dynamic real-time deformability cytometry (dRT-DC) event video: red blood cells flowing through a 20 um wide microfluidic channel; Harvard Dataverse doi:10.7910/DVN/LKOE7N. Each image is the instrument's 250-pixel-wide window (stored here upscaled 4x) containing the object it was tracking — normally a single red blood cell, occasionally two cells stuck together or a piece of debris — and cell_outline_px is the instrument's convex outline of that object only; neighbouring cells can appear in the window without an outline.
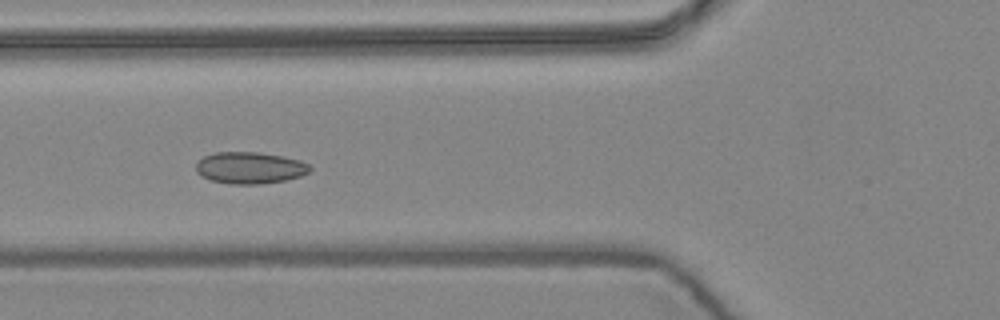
{"species": "common noctule bat (a hibernating species)", "species_latin": "Nyctalus noctula", "temperature_condition": "warm", "stored_images_in_passage": 10, "camera_frame_rate_fps": 3000, "um_per_image_px": 0.085, "animal": {"sex": "female", "body_mass_g": 24.6, "forearm_length_mm": 56.2}, "frame": {"image": 1, "passage_image": 5, "time_ms": 1.333, "image_size_px": [1000, 320], "cell_outline_px": [[312, 168], [308, 172], [300, 176], [284, 180], [260, 184], [232, 184], [212, 180], [200, 176], [196, 172], [196, 164], [204, 156], [216, 152], [260, 152], [284, 156], [300, 160], [308, 164]], "centroid_in_image_um": [21.24, 14.26], "position_along_channel_um": 104.6, "area_um2": 21.04}}
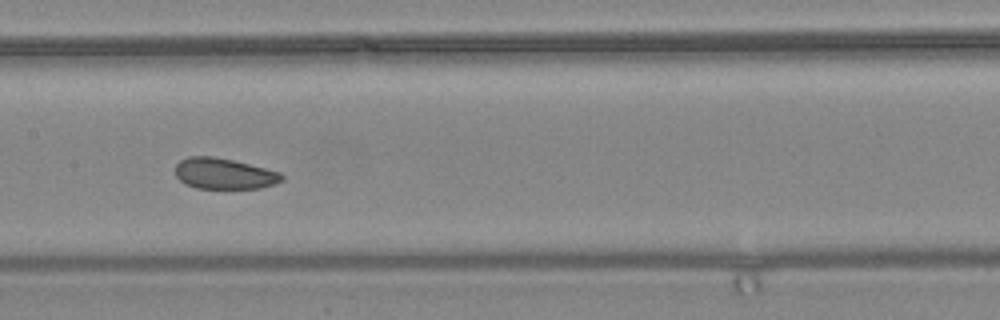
{"frame": {"image": 2, "passage_image": 7, "time_ms": 2.0, "image_size_px": [1000, 320], "cell_outline_px": [[284, 180], [276, 184], [260, 188], [196, 188], [184, 184], [176, 176], [176, 164], [180, 160], [188, 156], [212, 156], [232, 160], [280, 172], [284, 176]], "centroid_in_image_um": [19.04, 14.76], "position_along_channel_um": 188.4, "area_um2": 19.19}}
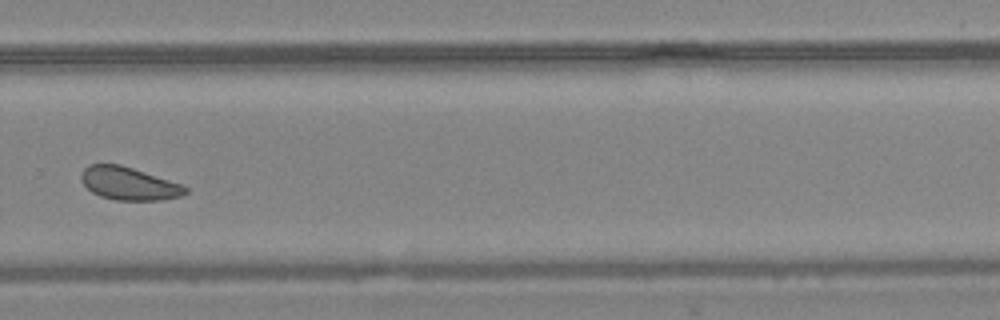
{"frame": {"image": 3, "passage_image": 10, "time_ms": 3.0, "image_size_px": [1000, 320], "cell_outline_px": [[188, 192], [180, 196], [160, 200], [116, 200], [100, 196], [92, 192], [80, 180], [80, 176], [84, 168], [88, 164], [120, 164], [180, 184], [188, 188]], "centroid_in_image_um": [10.91, 15.6], "position_along_channel_um": 318.9, "area_um2": 19.77}}